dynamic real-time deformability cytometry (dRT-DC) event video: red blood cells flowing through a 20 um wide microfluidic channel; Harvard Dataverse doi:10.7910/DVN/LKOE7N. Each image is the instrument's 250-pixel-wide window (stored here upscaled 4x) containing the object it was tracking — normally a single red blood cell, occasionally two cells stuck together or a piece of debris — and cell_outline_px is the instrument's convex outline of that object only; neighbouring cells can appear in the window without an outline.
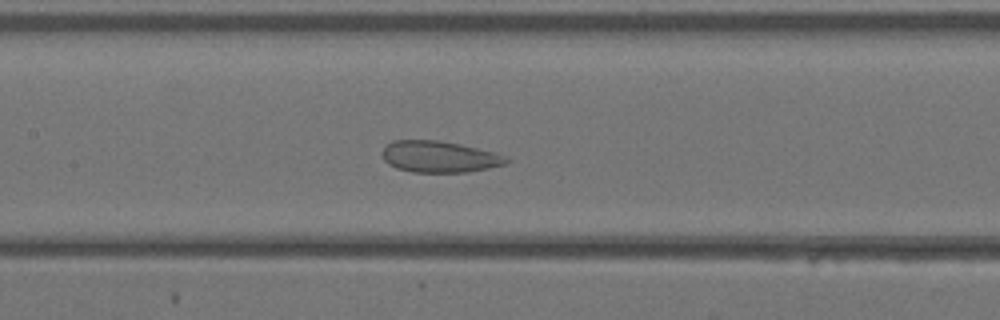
{"species": "Egyptian fruit bat (a non-hibernating species)", "species_latin": "Rousettus aegyptiacus", "temperature_condition": "warm", "stored_images_in_passage": 40, "camera_frame_rate_fps": 3000, "um_per_image_px": 0.085, "animal": {"sex": "female"}, "frame": {"image": 1, "passage_image": 19, "time_ms": 6.0, "image_size_px": [1000, 320], "cell_outline_px": [[512, 160], [504, 164], [488, 168], [468, 172], [412, 172], [396, 168], [388, 164], [384, 160], [380, 152], [392, 140], [440, 140], [460, 144], [496, 152], [508, 156]], "centroid_in_image_um": [37.36, 13.32], "position_along_channel_um": 170.0, "area_um2": 23.0}}
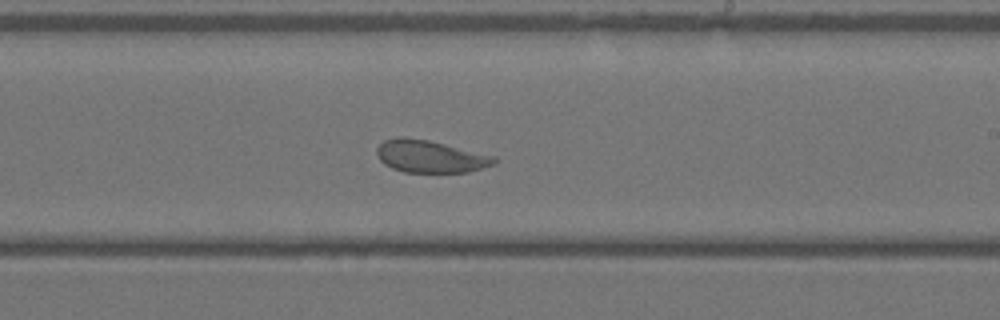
{"frame": {"image": 2, "passage_image": 24, "time_ms": 7.667, "image_size_px": [1000, 320], "cell_outline_px": [[500, 160], [496, 164], [468, 172], [404, 172], [392, 168], [384, 164], [376, 156], [376, 148], [384, 140], [400, 136], [428, 140], [496, 156]], "centroid_in_image_um": [36.58, 13.3], "position_along_channel_um": 252.4, "area_um2": 22.31}}
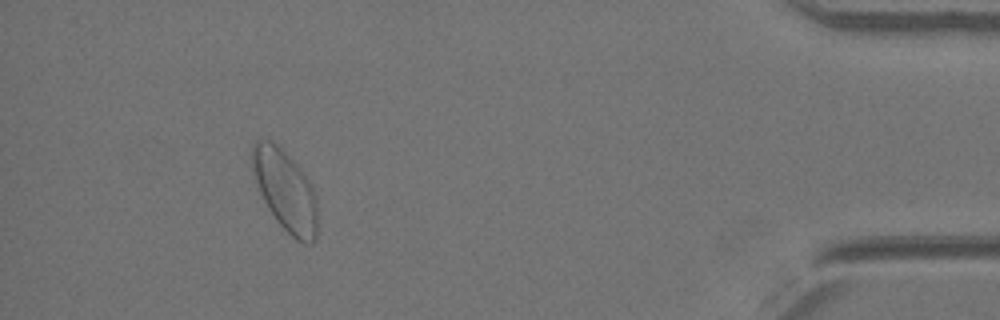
{"frame": {"image": 3, "passage_image": 37, "time_ms": 12.0, "image_size_px": [1000, 320], "cell_outline_px": [[316, 240], [312, 244], [304, 244], [296, 240], [276, 220], [264, 200], [260, 192], [252, 168], [252, 144], [256, 140], [272, 140], [296, 164], [312, 184], [316, 196]], "centroid_in_image_um": [24.26, 16.2], "position_along_channel_um": 410.9, "area_um2": 30.35}}